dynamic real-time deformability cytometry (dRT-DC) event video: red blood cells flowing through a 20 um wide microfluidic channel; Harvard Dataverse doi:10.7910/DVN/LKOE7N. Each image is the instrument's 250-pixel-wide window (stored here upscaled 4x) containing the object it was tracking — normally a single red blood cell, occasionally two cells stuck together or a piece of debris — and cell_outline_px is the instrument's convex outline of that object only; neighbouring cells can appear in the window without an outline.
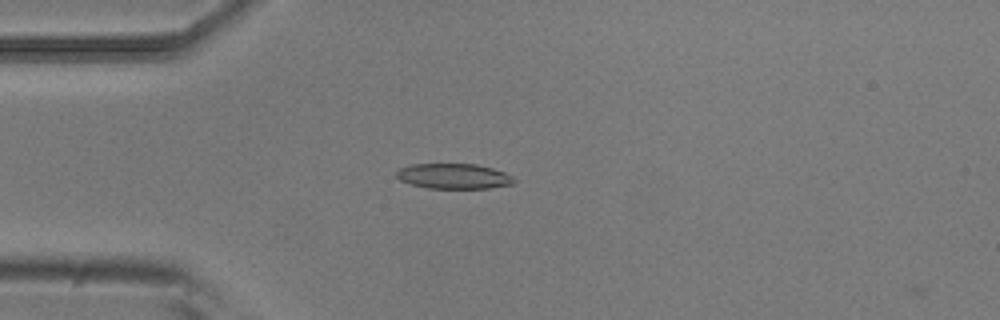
{"species": "common noctule bat (a hibernating species)", "species_latin": "Nyctalus noctula", "temperature_condition": "room temperature", "stored_images_in_passage": 2, "camera_frame_rate_fps": 3000, "um_per_image_px": 0.085, "animal": {"sex": "male", "body_mass_g": 20.5, "forearm_length_mm": 52.5}, "frame": {"image": 1, "passage_image": 1, "time_ms": 0.0, "image_size_px": [1000, 320], "cell_outline_px": [[516, 180], [512, 184], [488, 188], [428, 188], [412, 184], [400, 180], [396, 176], [396, 172], [400, 168], [412, 164], [476, 164], [492, 168], [504, 172], [512, 176]], "centroid_in_image_um": [38.57, 14.97], "position_along_channel_um": 46.4, "area_um2": 17.17}}